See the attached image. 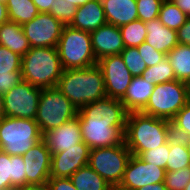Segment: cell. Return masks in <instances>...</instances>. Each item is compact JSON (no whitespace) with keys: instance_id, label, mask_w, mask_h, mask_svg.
<instances>
[{"instance_id":"6da1fadb","label":"cell","mask_w":190,"mask_h":190,"mask_svg":"<svg viewBox=\"0 0 190 190\" xmlns=\"http://www.w3.org/2000/svg\"><path fill=\"white\" fill-rule=\"evenodd\" d=\"M128 112L119 99L104 97L78 110L82 141L90 148L124 143Z\"/></svg>"},{"instance_id":"7a4b0ae2","label":"cell","mask_w":190,"mask_h":190,"mask_svg":"<svg viewBox=\"0 0 190 190\" xmlns=\"http://www.w3.org/2000/svg\"><path fill=\"white\" fill-rule=\"evenodd\" d=\"M124 142L133 155L155 149L173 136L171 122L141 112L127 115Z\"/></svg>"},{"instance_id":"3957f363","label":"cell","mask_w":190,"mask_h":190,"mask_svg":"<svg viewBox=\"0 0 190 190\" xmlns=\"http://www.w3.org/2000/svg\"><path fill=\"white\" fill-rule=\"evenodd\" d=\"M56 87L77 110L106 97L103 73L97 64L88 68L64 70Z\"/></svg>"},{"instance_id":"277c9868","label":"cell","mask_w":190,"mask_h":190,"mask_svg":"<svg viewBox=\"0 0 190 190\" xmlns=\"http://www.w3.org/2000/svg\"><path fill=\"white\" fill-rule=\"evenodd\" d=\"M63 71L57 47H31L22 56V78L35 87H56Z\"/></svg>"},{"instance_id":"5b68a950","label":"cell","mask_w":190,"mask_h":190,"mask_svg":"<svg viewBox=\"0 0 190 190\" xmlns=\"http://www.w3.org/2000/svg\"><path fill=\"white\" fill-rule=\"evenodd\" d=\"M57 50L64 70L88 68L98 62L92 49L90 32L70 25H64Z\"/></svg>"},{"instance_id":"8992f818","label":"cell","mask_w":190,"mask_h":190,"mask_svg":"<svg viewBox=\"0 0 190 190\" xmlns=\"http://www.w3.org/2000/svg\"><path fill=\"white\" fill-rule=\"evenodd\" d=\"M35 120L4 117L0 121V150L12 155H24L42 139Z\"/></svg>"},{"instance_id":"52a82bcc","label":"cell","mask_w":190,"mask_h":190,"mask_svg":"<svg viewBox=\"0 0 190 190\" xmlns=\"http://www.w3.org/2000/svg\"><path fill=\"white\" fill-rule=\"evenodd\" d=\"M189 100L187 83L173 80L157 84L141 113L171 121Z\"/></svg>"},{"instance_id":"ba28073f","label":"cell","mask_w":190,"mask_h":190,"mask_svg":"<svg viewBox=\"0 0 190 190\" xmlns=\"http://www.w3.org/2000/svg\"><path fill=\"white\" fill-rule=\"evenodd\" d=\"M77 114L76 107L57 87L41 90L35 121L42 135L75 119Z\"/></svg>"},{"instance_id":"9c48e42d","label":"cell","mask_w":190,"mask_h":190,"mask_svg":"<svg viewBox=\"0 0 190 190\" xmlns=\"http://www.w3.org/2000/svg\"><path fill=\"white\" fill-rule=\"evenodd\" d=\"M132 153L123 144L90 150L88 165L110 185L120 184Z\"/></svg>"},{"instance_id":"30bf717a","label":"cell","mask_w":190,"mask_h":190,"mask_svg":"<svg viewBox=\"0 0 190 190\" xmlns=\"http://www.w3.org/2000/svg\"><path fill=\"white\" fill-rule=\"evenodd\" d=\"M41 88L22 80L4 94L5 115L35 120Z\"/></svg>"},{"instance_id":"8fae6325","label":"cell","mask_w":190,"mask_h":190,"mask_svg":"<svg viewBox=\"0 0 190 190\" xmlns=\"http://www.w3.org/2000/svg\"><path fill=\"white\" fill-rule=\"evenodd\" d=\"M64 25L50 13H39L22 25L30 47H57Z\"/></svg>"},{"instance_id":"7c38bea8","label":"cell","mask_w":190,"mask_h":190,"mask_svg":"<svg viewBox=\"0 0 190 190\" xmlns=\"http://www.w3.org/2000/svg\"><path fill=\"white\" fill-rule=\"evenodd\" d=\"M97 65L103 73L106 96L120 100L133 79L123 58L120 54L106 56L98 60Z\"/></svg>"},{"instance_id":"4fadbf2b","label":"cell","mask_w":190,"mask_h":190,"mask_svg":"<svg viewBox=\"0 0 190 190\" xmlns=\"http://www.w3.org/2000/svg\"><path fill=\"white\" fill-rule=\"evenodd\" d=\"M165 176L166 169L147 163L132 154L120 185L130 190H137L146 185L164 182Z\"/></svg>"},{"instance_id":"5bb4252c","label":"cell","mask_w":190,"mask_h":190,"mask_svg":"<svg viewBox=\"0 0 190 190\" xmlns=\"http://www.w3.org/2000/svg\"><path fill=\"white\" fill-rule=\"evenodd\" d=\"M22 158L26 165V185L47 183L50 178L51 153L45 141L41 139Z\"/></svg>"},{"instance_id":"9a60e30c","label":"cell","mask_w":190,"mask_h":190,"mask_svg":"<svg viewBox=\"0 0 190 190\" xmlns=\"http://www.w3.org/2000/svg\"><path fill=\"white\" fill-rule=\"evenodd\" d=\"M90 148L82 141L78 147L51 155L50 177L70 178L79 168L88 165Z\"/></svg>"},{"instance_id":"2e32d148","label":"cell","mask_w":190,"mask_h":190,"mask_svg":"<svg viewBox=\"0 0 190 190\" xmlns=\"http://www.w3.org/2000/svg\"><path fill=\"white\" fill-rule=\"evenodd\" d=\"M42 139L45 141L51 155L66 151L71 147H78V143L82 142L78 117L44 133Z\"/></svg>"},{"instance_id":"e0dca14e","label":"cell","mask_w":190,"mask_h":190,"mask_svg":"<svg viewBox=\"0 0 190 190\" xmlns=\"http://www.w3.org/2000/svg\"><path fill=\"white\" fill-rule=\"evenodd\" d=\"M90 35L97 61L106 56L120 54L125 48L120 28L112 24L106 23L90 32Z\"/></svg>"},{"instance_id":"ac0fdd59","label":"cell","mask_w":190,"mask_h":190,"mask_svg":"<svg viewBox=\"0 0 190 190\" xmlns=\"http://www.w3.org/2000/svg\"><path fill=\"white\" fill-rule=\"evenodd\" d=\"M26 165L22 156L0 150V190L20 188L26 185Z\"/></svg>"},{"instance_id":"d6986e66","label":"cell","mask_w":190,"mask_h":190,"mask_svg":"<svg viewBox=\"0 0 190 190\" xmlns=\"http://www.w3.org/2000/svg\"><path fill=\"white\" fill-rule=\"evenodd\" d=\"M107 23L101 0H91L77 7L70 26L82 31L92 32Z\"/></svg>"},{"instance_id":"ffe728a7","label":"cell","mask_w":190,"mask_h":190,"mask_svg":"<svg viewBox=\"0 0 190 190\" xmlns=\"http://www.w3.org/2000/svg\"><path fill=\"white\" fill-rule=\"evenodd\" d=\"M154 88L155 85L148 83L141 76H135L120 101L128 113L141 112L147 105Z\"/></svg>"},{"instance_id":"44dd1931","label":"cell","mask_w":190,"mask_h":190,"mask_svg":"<svg viewBox=\"0 0 190 190\" xmlns=\"http://www.w3.org/2000/svg\"><path fill=\"white\" fill-rule=\"evenodd\" d=\"M145 26V42L157 51L167 54L179 44L176 30L164 26L158 18L145 22Z\"/></svg>"},{"instance_id":"7402d4cb","label":"cell","mask_w":190,"mask_h":190,"mask_svg":"<svg viewBox=\"0 0 190 190\" xmlns=\"http://www.w3.org/2000/svg\"><path fill=\"white\" fill-rule=\"evenodd\" d=\"M108 24L120 27L138 20L136 0H101Z\"/></svg>"},{"instance_id":"603a6c76","label":"cell","mask_w":190,"mask_h":190,"mask_svg":"<svg viewBox=\"0 0 190 190\" xmlns=\"http://www.w3.org/2000/svg\"><path fill=\"white\" fill-rule=\"evenodd\" d=\"M0 45L5 46L20 56L25 55L31 48L22 26L11 21L0 26Z\"/></svg>"},{"instance_id":"cb8c5ba5","label":"cell","mask_w":190,"mask_h":190,"mask_svg":"<svg viewBox=\"0 0 190 190\" xmlns=\"http://www.w3.org/2000/svg\"><path fill=\"white\" fill-rule=\"evenodd\" d=\"M167 58L174 70L175 79L189 84L190 82V46L177 44Z\"/></svg>"},{"instance_id":"d4e9b609","label":"cell","mask_w":190,"mask_h":190,"mask_svg":"<svg viewBox=\"0 0 190 190\" xmlns=\"http://www.w3.org/2000/svg\"><path fill=\"white\" fill-rule=\"evenodd\" d=\"M70 179L77 190H109L110 184L89 165L79 168Z\"/></svg>"},{"instance_id":"484cf974","label":"cell","mask_w":190,"mask_h":190,"mask_svg":"<svg viewBox=\"0 0 190 190\" xmlns=\"http://www.w3.org/2000/svg\"><path fill=\"white\" fill-rule=\"evenodd\" d=\"M9 21L23 25L32 21L39 11L32 0H7L5 3Z\"/></svg>"},{"instance_id":"4316f807","label":"cell","mask_w":190,"mask_h":190,"mask_svg":"<svg viewBox=\"0 0 190 190\" xmlns=\"http://www.w3.org/2000/svg\"><path fill=\"white\" fill-rule=\"evenodd\" d=\"M169 152L166 171H176L190 166V154L183 138L172 136L169 139Z\"/></svg>"},{"instance_id":"83f0119b","label":"cell","mask_w":190,"mask_h":190,"mask_svg":"<svg viewBox=\"0 0 190 190\" xmlns=\"http://www.w3.org/2000/svg\"><path fill=\"white\" fill-rule=\"evenodd\" d=\"M141 77L150 84L157 85L170 82L175 79L174 70L167 58L161 60L158 64L147 67Z\"/></svg>"},{"instance_id":"f1b7e54d","label":"cell","mask_w":190,"mask_h":190,"mask_svg":"<svg viewBox=\"0 0 190 190\" xmlns=\"http://www.w3.org/2000/svg\"><path fill=\"white\" fill-rule=\"evenodd\" d=\"M158 19L164 26L177 31L186 22L188 16L173 4L172 1L164 0Z\"/></svg>"},{"instance_id":"f546056e","label":"cell","mask_w":190,"mask_h":190,"mask_svg":"<svg viewBox=\"0 0 190 190\" xmlns=\"http://www.w3.org/2000/svg\"><path fill=\"white\" fill-rule=\"evenodd\" d=\"M119 28L125 47H137L145 42L147 36L145 22L135 20Z\"/></svg>"},{"instance_id":"4dcf8cb0","label":"cell","mask_w":190,"mask_h":190,"mask_svg":"<svg viewBox=\"0 0 190 190\" xmlns=\"http://www.w3.org/2000/svg\"><path fill=\"white\" fill-rule=\"evenodd\" d=\"M170 122L173 136L179 138L190 136V100Z\"/></svg>"},{"instance_id":"1f68e13d","label":"cell","mask_w":190,"mask_h":190,"mask_svg":"<svg viewBox=\"0 0 190 190\" xmlns=\"http://www.w3.org/2000/svg\"><path fill=\"white\" fill-rule=\"evenodd\" d=\"M120 55L133 77L141 76L147 68L146 63L140 56L137 47H125Z\"/></svg>"},{"instance_id":"d6a6232c","label":"cell","mask_w":190,"mask_h":190,"mask_svg":"<svg viewBox=\"0 0 190 190\" xmlns=\"http://www.w3.org/2000/svg\"><path fill=\"white\" fill-rule=\"evenodd\" d=\"M77 7L67 0H55L50 14L58 19L63 25H70L74 19Z\"/></svg>"},{"instance_id":"836d02e7","label":"cell","mask_w":190,"mask_h":190,"mask_svg":"<svg viewBox=\"0 0 190 190\" xmlns=\"http://www.w3.org/2000/svg\"><path fill=\"white\" fill-rule=\"evenodd\" d=\"M169 141L155 149L146 150L142 152L138 157L143 161L154 164L157 167L166 169L167 160L169 157Z\"/></svg>"},{"instance_id":"e575fe53","label":"cell","mask_w":190,"mask_h":190,"mask_svg":"<svg viewBox=\"0 0 190 190\" xmlns=\"http://www.w3.org/2000/svg\"><path fill=\"white\" fill-rule=\"evenodd\" d=\"M190 182V166L176 171H166L164 183L168 190H184Z\"/></svg>"},{"instance_id":"d590c367","label":"cell","mask_w":190,"mask_h":190,"mask_svg":"<svg viewBox=\"0 0 190 190\" xmlns=\"http://www.w3.org/2000/svg\"><path fill=\"white\" fill-rule=\"evenodd\" d=\"M22 56L0 45V74L21 70Z\"/></svg>"},{"instance_id":"8d00e7d4","label":"cell","mask_w":190,"mask_h":190,"mask_svg":"<svg viewBox=\"0 0 190 190\" xmlns=\"http://www.w3.org/2000/svg\"><path fill=\"white\" fill-rule=\"evenodd\" d=\"M164 0H136L138 20L143 22L158 18Z\"/></svg>"},{"instance_id":"74e56055","label":"cell","mask_w":190,"mask_h":190,"mask_svg":"<svg viewBox=\"0 0 190 190\" xmlns=\"http://www.w3.org/2000/svg\"><path fill=\"white\" fill-rule=\"evenodd\" d=\"M137 48L147 67L158 64L167 56V54L157 51L146 42H143L140 46H137Z\"/></svg>"},{"instance_id":"f35d334b","label":"cell","mask_w":190,"mask_h":190,"mask_svg":"<svg viewBox=\"0 0 190 190\" xmlns=\"http://www.w3.org/2000/svg\"><path fill=\"white\" fill-rule=\"evenodd\" d=\"M22 80L21 70L0 74V93L6 94Z\"/></svg>"},{"instance_id":"ab89813d","label":"cell","mask_w":190,"mask_h":190,"mask_svg":"<svg viewBox=\"0 0 190 190\" xmlns=\"http://www.w3.org/2000/svg\"><path fill=\"white\" fill-rule=\"evenodd\" d=\"M47 185L49 190H77L70 178L50 177Z\"/></svg>"},{"instance_id":"60d3db41","label":"cell","mask_w":190,"mask_h":190,"mask_svg":"<svg viewBox=\"0 0 190 190\" xmlns=\"http://www.w3.org/2000/svg\"><path fill=\"white\" fill-rule=\"evenodd\" d=\"M176 32L178 43L190 46V17Z\"/></svg>"},{"instance_id":"b9f144b4","label":"cell","mask_w":190,"mask_h":190,"mask_svg":"<svg viewBox=\"0 0 190 190\" xmlns=\"http://www.w3.org/2000/svg\"><path fill=\"white\" fill-rule=\"evenodd\" d=\"M39 13H49L55 0H32Z\"/></svg>"},{"instance_id":"7bdbcfd3","label":"cell","mask_w":190,"mask_h":190,"mask_svg":"<svg viewBox=\"0 0 190 190\" xmlns=\"http://www.w3.org/2000/svg\"><path fill=\"white\" fill-rule=\"evenodd\" d=\"M175 4L184 14L190 17V0H170Z\"/></svg>"},{"instance_id":"ee69618b","label":"cell","mask_w":190,"mask_h":190,"mask_svg":"<svg viewBox=\"0 0 190 190\" xmlns=\"http://www.w3.org/2000/svg\"><path fill=\"white\" fill-rule=\"evenodd\" d=\"M137 190H168V189L166 188L165 183L161 182V183L146 185L144 187L138 188Z\"/></svg>"},{"instance_id":"f6af8a7d","label":"cell","mask_w":190,"mask_h":190,"mask_svg":"<svg viewBox=\"0 0 190 190\" xmlns=\"http://www.w3.org/2000/svg\"><path fill=\"white\" fill-rule=\"evenodd\" d=\"M20 190H49L47 183L45 184H27L19 188Z\"/></svg>"},{"instance_id":"bcb514c9","label":"cell","mask_w":190,"mask_h":190,"mask_svg":"<svg viewBox=\"0 0 190 190\" xmlns=\"http://www.w3.org/2000/svg\"><path fill=\"white\" fill-rule=\"evenodd\" d=\"M9 21L8 13H7V7L4 3L0 2V26L3 23H6Z\"/></svg>"},{"instance_id":"7dc6e473","label":"cell","mask_w":190,"mask_h":190,"mask_svg":"<svg viewBox=\"0 0 190 190\" xmlns=\"http://www.w3.org/2000/svg\"><path fill=\"white\" fill-rule=\"evenodd\" d=\"M6 117L4 108V96L0 93V121Z\"/></svg>"},{"instance_id":"c3c4849f","label":"cell","mask_w":190,"mask_h":190,"mask_svg":"<svg viewBox=\"0 0 190 190\" xmlns=\"http://www.w3.org/2000/svg\"><path fill=\"white\" fill-rule=\"evenodd\" d=\"M67 1L70 2L72 5H75L76 7H80L85 5L87 2L91 0H67Z\"/></svg>"},{"instance_id":"681fc988","label":"cell","mask_w":190,"mask_h":190,"mask_svg":"<svg viewBox=\"0 0 190 190\" xmlns=\"http://www.w3.org/2000/svg\"><path fill=\"white\" fill-rule=\"evenodd\" d=\"M109 190H130V189L125 188L121 186L120 184H117V185H110Z\"/></svg>"},{"instance_id":"f907efd6","label":"cell","mask_w":190,"mask_h":190,"mask_svg":"<svg viewBox=\"0 0 190 190\" xmlns=\"http://www.w3.org/2000/svg\"><path fill=\"white\" fill-rule=\"evenodd\" d=\"M185 144H186V147H187V151L188 153L190 154V136L189 137H186V138H183Z\"/></svg>"},{"instance_id":"816d5d0a","label":"cell","mask_w":190,"mask_h":190,"mask_svg":"<svg viewBox=\"0 0 190 190\" xmlns=\"http://www.w3.org/2000/svg\"><path fill=\"white\" fill-rule=\"evenodd\" d=\"M184 190H190V182L187 184V186L184 188Z\"/></svg>"},{"instance_id":"f5cc1de1","label":"cell","mask_w":190,"mask_h":190,"mask_svg":"<svg viewBox=\"0 0 190 190\" xmlns=\"http://www.w3.org/2000/svg\"><path fill=\"white\" fill-rule=\"evenodd\" d=\"M7 190H20L19 188H10V189H7Z\"/></svg>"},{"instance_id":"db71d44e","label":"cell","mask_w":190,"mask_h":190,"mask_svg":"<svg viewBox=\"0 0 190 190\" xmlns=\"http://www.w3.org/2000/svg\"><path fill=\"white\" fill-rule=\"evenodd\" d=\"M0 2L5 4L7 0H0Z\"/></svg>"},{"instance_id":"11a10c76","label":"cell","mask_w":190,"mask_h":190,"mask_svg":"<svg viewBox=\"0 0 190 190\" xmlns=\"http://www.w3.org/2000/svg\"><path fill=\"white\" fill-rule=\"evenodd\" d=\"M188 88H189V96H190V82H189V84H188Z\"/></svg>"}]
</instances>
